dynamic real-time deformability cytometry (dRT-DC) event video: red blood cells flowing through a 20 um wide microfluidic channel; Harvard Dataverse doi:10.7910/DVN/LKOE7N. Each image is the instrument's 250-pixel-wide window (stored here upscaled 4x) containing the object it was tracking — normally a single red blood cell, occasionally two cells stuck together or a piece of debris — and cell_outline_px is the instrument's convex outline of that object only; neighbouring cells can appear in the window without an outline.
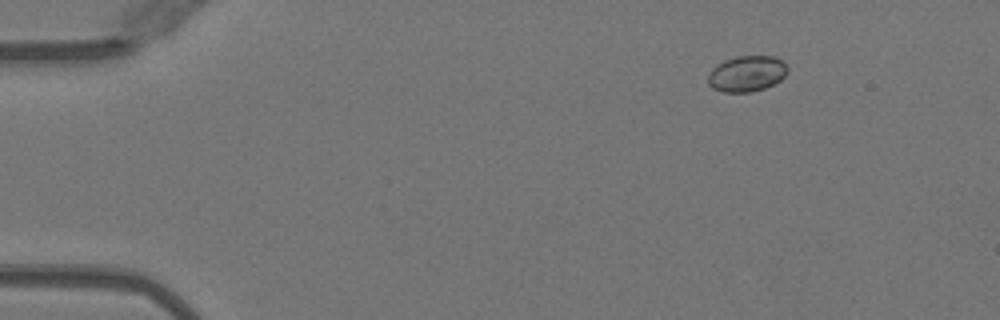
{"species": "Egyptian fruit bat (a non-hibernating species)", "species_latin": "Rousettus aegyptiacus", "temperature_condition": "warm", "stored_images_in_passage": 4, "camera_frame_rate_fps": 3000, "um_per_image_px": 0.085, "animal": {"sex": "female"}, "frame": {"image": 1, "passage_image": 1, "time_ms": 0.0, "image_size_px": [1000, 320], "cell_outline_px": [[788, 72], [780, 80], [764, 88], [752, 92], [724, 92], [712, 88], [708, 84], [708, 76], [712, 68], [716, 64], [724, 60], [736, 56], [776, 56], [788, 68]], "centroid_in_image_um": [63.45, 6.26], "position_along_channel_um": 21.5, "area_um2": 16.65}}